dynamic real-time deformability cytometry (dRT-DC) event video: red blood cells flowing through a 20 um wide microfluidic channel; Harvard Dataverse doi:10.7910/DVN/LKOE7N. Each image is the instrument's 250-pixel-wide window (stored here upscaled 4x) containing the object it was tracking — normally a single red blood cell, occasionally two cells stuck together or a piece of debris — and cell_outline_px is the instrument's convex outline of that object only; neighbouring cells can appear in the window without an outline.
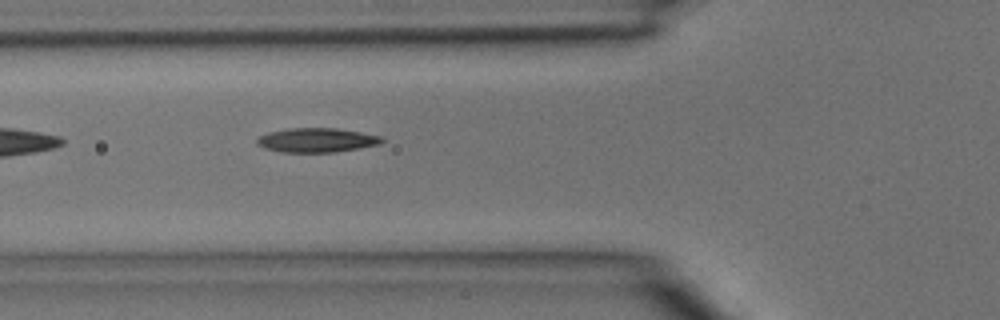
{"species": "common noctule bat (a hibernating species)", "species_latin": "Nyctalus noctula", "temperature_condition": "room temperature", "stored_images_in_passage": 5, "segment_of_instrument_passage": [2, 2], "camera_frame_rate_fps": 3000, "um_per_image_px": 0.085, "animal": {"sex": "male", "body_mass_g": 15.6}, "frame": {"image": 1, "passage_image": 5, "time_ms": 1.333, "image_size_px": [1000, 320], "cell_outline_px": [[384, 140], [380, 144], [360, 148], [336, 152], [280, 152], [264, 148], [256, 144], [256, 140], [260, 136], [268, 132], [288, 128], [336, 128], [384, 136]], "centroid_in_image_um": [26.93, 11.91], "position_along_channel_um": 98.9, "area_um2": 17.8}}